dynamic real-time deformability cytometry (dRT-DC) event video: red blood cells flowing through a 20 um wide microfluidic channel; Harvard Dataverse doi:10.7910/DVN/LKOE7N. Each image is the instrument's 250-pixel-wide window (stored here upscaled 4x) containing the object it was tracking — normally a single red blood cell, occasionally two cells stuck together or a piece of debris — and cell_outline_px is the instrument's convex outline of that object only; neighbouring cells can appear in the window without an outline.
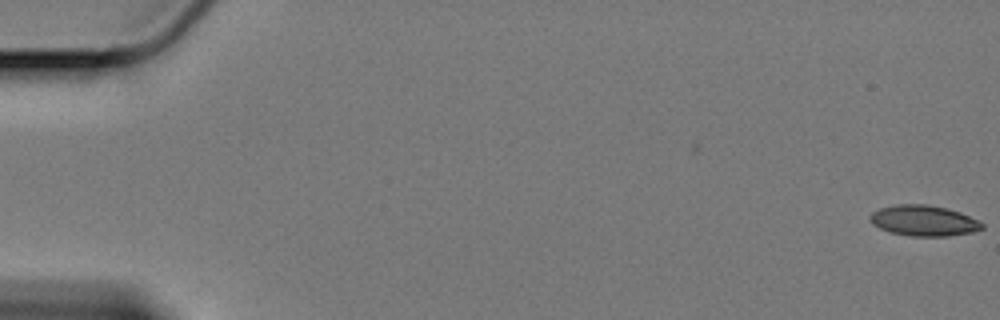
{"species": "Egyptian fruit bat (a non-hibernating species)", "species_latin": "Rousettus aegyptiacus", "temperature_condition": "cold", "stored_images_in_passage": 24, "camera_frame_rate_fps": 3000, "um_per_image_px": 0.085, "animal": {"sex": "female"}, "frame": {"image": 1, "passage_image": 1, "time_ms": 0.0, "image_size_px": [1000, 320], "cell_outline_px": [[984, 228], [972, 232], [948, 236], [912, 236], [892, 232], [880, 228], [872, 224], [868, 216], [872, 212], [880, 208], [896, 204], [924, 204], [944, 208], [960, 212], [984, 224]], "centroid_in_image_um": [78.49, 18.75], "position_along_channel_um": 6.5, "area_um2": 19.83}}
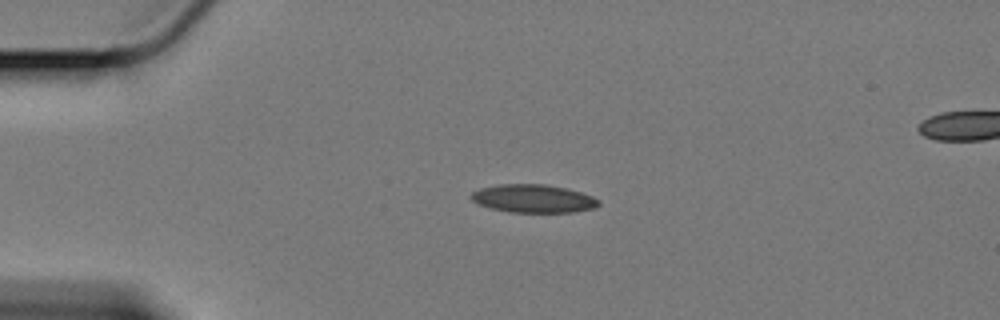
{"frame": {"image": 2, "passage_image": 15, "time_ms": 4.667, "image_size_px": [1000, 320], "cell_outline_px": [[600, 204], [596, 208], [572, 212], [512, 212], [492, 208], [480, 204], [472, 200], [468, 196], [472, 192], [480, 188], [500, 184], [544, 184], [568, 188], [592, 196], [600, 200]], "centroid_in_image_um": [45.36, 16.87], "position_along_channel_um": 39.6, "area_um2": 20.92}}
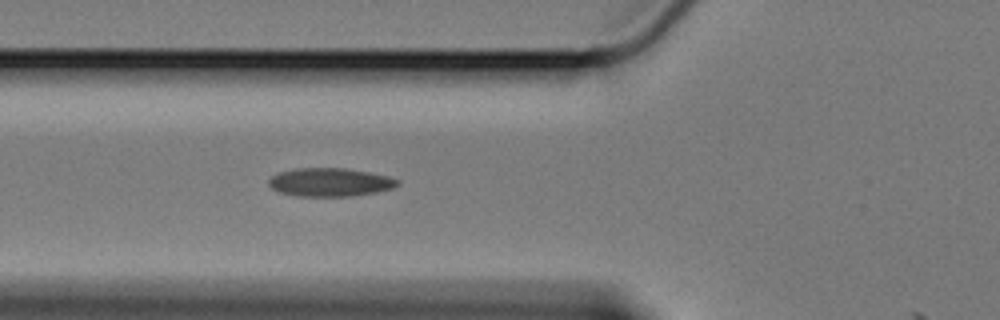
{"frame": {"image": 3, "passage_image": 23, "time_ms": 7.333, "image_size_px": [1000, 320], "cell_outline_px": [[400, 184], [392, 188], [376, 192], [352, 196], [296, 196], [280, 192], [272, 188], [268, 184], [268, 180], [272, 176], [280, 172], [292, 168], [344, 168], [368, 172], [388, 176], [400, 180]], "centroid_in_image_um": [28.05, 15.48], "position_along_channel_um": 97.8, "area_um2": 21.33}}